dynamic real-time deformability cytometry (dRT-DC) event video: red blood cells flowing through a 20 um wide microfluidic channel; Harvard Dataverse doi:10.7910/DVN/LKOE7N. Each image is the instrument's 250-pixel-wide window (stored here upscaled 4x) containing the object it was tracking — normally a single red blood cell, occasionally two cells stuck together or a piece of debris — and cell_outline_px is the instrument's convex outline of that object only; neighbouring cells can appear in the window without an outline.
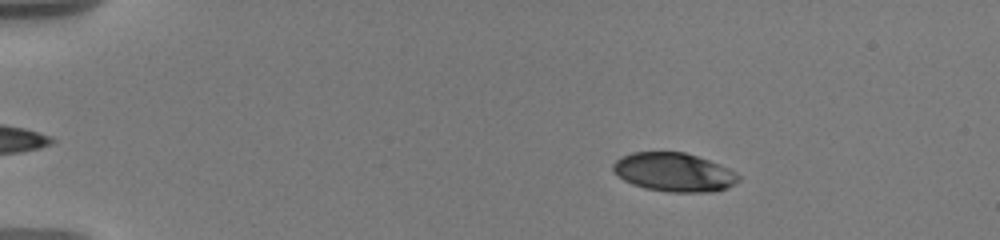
{"species": "human", "species_latin": "Homo sapiens", "temperature_condition": "warm", "stored_images_in_passage": 100, "camera_frame_rate_fps": 3000, "um_per_image_px": 0.085, "donor": {"sex": "male"}, "frame": {"image": 1, "passage_image": 13, "time_ms": 3.0, "image_size_px": [1000, 240], "cell_outline_px": [[744, 176], [740, 180], [728, 188], [708, 192], [672, 192], [644, 188], [632, 184], [624, 180], [612, 168], [612, 164], [620, 156], [632, 152], [684, 152], [720, 164]], "centroid_in_image_um": [57.32, 14.64], "position_along_channel_um": 27.7, "area_um2": 28.38}}
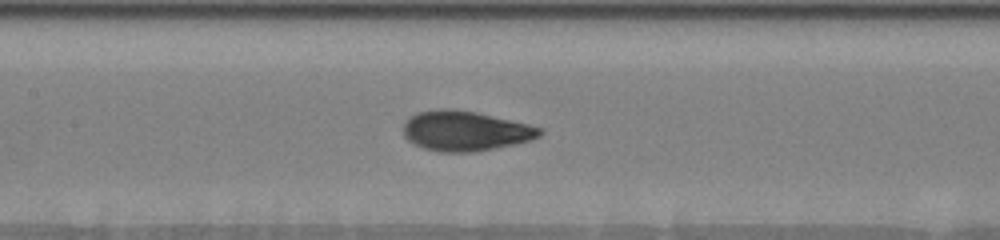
{"frame": {"image": 2, "passage_image": 47, "time_ms": 9.333, "image_size_px": [1000, 240], "cell_outline_px": [[544, 132], [540, 136], [532, 140], [516, 144], [476, 152], [440, 152], [424, 148], [408, 140], [404, 136], [404, 120], [416, 112], [440, 108], [452, 108], [476, 112], [528, 124], [544, 128]], "centroid_in_image_um": [39.56, 11.12], "position_along_channel_um": 167.8, "area_um2": 32.08}}
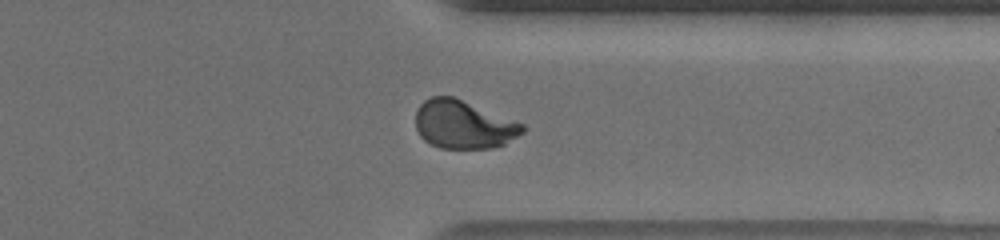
{"frame": {"image": 3, "passage_image": 78, "time_ms": 15.0, "image_size_px": [1000, 240], "cell_outline_px": [[524, 132], [504, 144], [492, 148], [440, 148], [424, 140], [420, 136], [416, 128], [416, 108], [424, 100], [432, 96], [452, 96], [524, 124]], "centroid_in_image_um": [39.37, 10.58], "position_along_channel_um": 372.0, "area_um2": 29.88}, "authors_computed_cell_mechanics": {"area_um2": 30.634, "velocity_mm_per_s": 3.603, "shape_relaxation_time_tau1_ms": 3.4544, "shape_relaxation_time_tau2_ms": null, "deformation_change_tau1": 0.1981, "deformation_change_tau2": null}}